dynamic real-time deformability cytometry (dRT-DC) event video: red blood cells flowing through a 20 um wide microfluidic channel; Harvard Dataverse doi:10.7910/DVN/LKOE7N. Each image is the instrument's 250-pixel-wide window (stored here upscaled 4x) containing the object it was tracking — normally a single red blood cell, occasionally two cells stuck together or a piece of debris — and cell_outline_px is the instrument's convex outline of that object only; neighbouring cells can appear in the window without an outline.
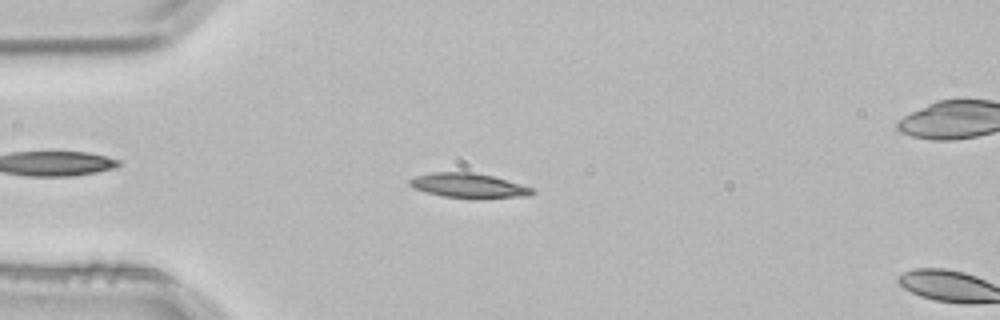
{"species": "common noctule bat (a hibernating species)", "species_latin": "Nyctalus noctula", "temperature_condition": "room temperature", "stored_images_in_passage": 4, "camera_frame_rate_fps": 3000, "um_per_image_px": 0.085, "animal": {"sex": "male", "body_mass_g": 21.5, "forearm_length_mm": 52.0}, "frame": {"image": 1, "passage_image": 3, "time_ms": 0.667, "image_size_px": [1000, 320], "cell_outline_px": [[536, 192], [528, 196], [444, 196], [428, 192], [416, 188], [408, 184], [408, 180], [412, 176], [432, 172], [472, 172], [492, 176], [520, 184], [532, 188]], "centroid_in_image_um": [39.75, 15.72], "position_along_channel_um": 45.2, "area_um2": 16.65}}